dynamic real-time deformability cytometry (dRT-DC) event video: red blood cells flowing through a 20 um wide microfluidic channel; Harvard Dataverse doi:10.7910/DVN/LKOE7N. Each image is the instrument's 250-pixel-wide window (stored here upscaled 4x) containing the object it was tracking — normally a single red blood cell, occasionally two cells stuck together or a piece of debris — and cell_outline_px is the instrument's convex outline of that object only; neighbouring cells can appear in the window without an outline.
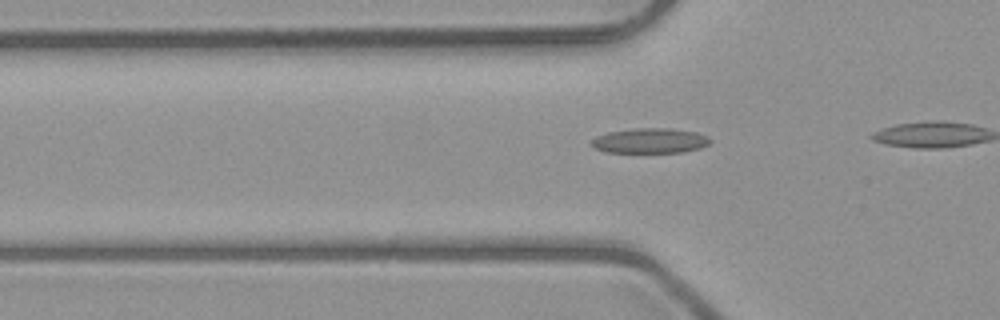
{"species": "common noctule bat (a hibernating species)", "species_latin": "Nyctalus noctula", "temperature_condition": "room temperature", "stored_images_in_passage": 10, "camera_frame_rate_fps": 3000, "um_per_image_px": 0.085, "animal": {"sex": "male", "body_mass_g": 23.1, "forearm_length_mm": 52.7}, "frame": {"image": 1, "passage_image": 5, "time_ms": 1.333, "image_size_px": [1000, 320], "cell_outline_px": [[712, 140], [708, 144], [700, 148], [684, 152], [604, 152], [592, 148], [588, 144], [596, 136], [608, 132], [632, 128], [668, 128], [696, 132], [708, 136]], "centroid_in_image_um": [55.21, 11.96], "position_along_channel_um": 70.6, "area_um2": 17.51}}
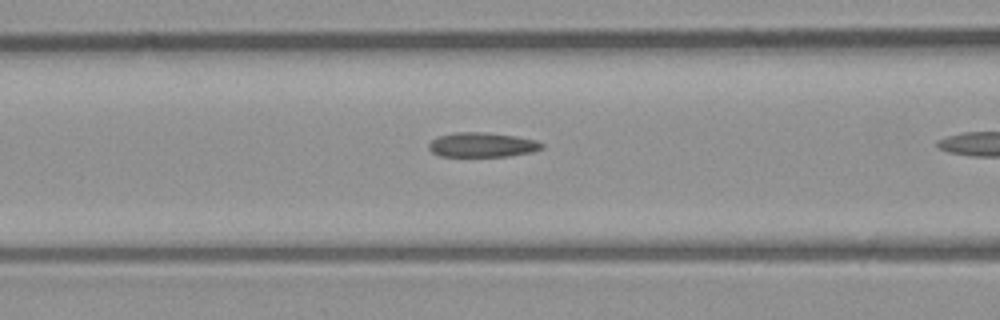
{"frame": {"image": 2, "passage_image": 9, "time_ms": 2.667, "image_size_px": [1000, 320], "cell_outline_px": [[544, 148], [532, 152], [508, 156], [440, 156], [432, 152], [428, 148], [428, 144], [432, 140], [440, 136], [452, 132], [484, 132], [516, 136], [536, 140], [544, 144]], "centroid_in_image_um": [41.0, 12.31], "position_along_channel_um": 125.6, "area_um2": 16.24}}